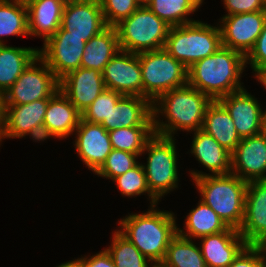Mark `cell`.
<instances>
[{
  "label": "cell",
  "instance_id": "32",
  "mask_svg": "<svg viewBox=\"0 0 266 267\" xmlns=\"http://www.w3.org/2000/svg\"><path fill=\"white\" fill-rule=\"evenodd\" d=\"M112 149L142 155L146 143L154 136V126L117 128L108 132Z\"/></svg>",
  "mask_w": 266,
  "mask_h": 267
},
{
  "label": "cell",
  "instance_id": "3",
  "mask_svg": "<svg viewBox=\"0 0 266 267\" xmlns=\"http://www.w3.org/2000/svg\"><path fill=\"white\" fill-rule=\"evenodd\" d=\"M245 67L243 54L222 46L188 68V84L217 101L244 89L240 80Z\"/></svg>",
  "mask_w": 266,
  "mask_h": 267
},
{
  "label": "cell",
  "instance_id": "41",
  "mask_svg": "<svg viewBox=\"0 0 266 267\" xmlns=\"http://www.w3.org/2000/svg\"><path fill=\"white\" fill-rule=\"evenodd\" d=\"M82 267H115L111 255L106 249L92 255L82 257Z\"/></svg>",
  "mask_w": 266,
  "mask_h": 267
},
{
  "label": "cell",
  "instance_id": "40",
  "mask_svg": "<svg viewBox=\"0 0 266 267\" xmlns=\"http://www.w3.org/2000/svg\"><path fill=\"white\" fill-rule=\"evenodd\" d=\"M227 14L224 16L266 11V6L262 0H223Z\"/></svg>",
  "mask_w": 266,
  "mask_h": 267
},
{
  "label": "cell",
  "instance_id": "27",
  "mask_svg": "<svg viewBox=\"0 0 266 267\" xmlns=\"http://www.w3.org/2000/svg\"><path fill=\"white\" fill-rule=\"evenodd\" d=\"M36 56L38 48L0 45V92L3 95Z\"/></svg>",
  "mask_w": 266,
  "mask_h": 267
},
{
  "label": "cell",
  "instance_id": "19",
  "mask_svg": "<svg viewBox=\"0 0 266 267\" xmlns=\"http://www.w3.org/2000/svg\"><path fill=\"white\" fill-rule=\"evenodd\" d=\"M200 249L207 267H228L248 246L237 229L227 230L199 238Z\"/></svg>",
  "mask_w": 266,
  "mask_h": 267
},
{
  "label": "cell",
  "instance_id": "24",
  "mask_svg": "<svg viewBox=\"0 0 266 267\" xmlns=\"http://www.w3.org/2000/svg\"><path fill=\"white\" fill-rule=\"evenodd\" d=\"M64 4L57 0H36L27 5L29 36H40L44 42L61 27Z\"/></svg>",
  "mask_w": 266,
  "mask_h": 267
},
{
  "label": "cell",
  "instance_id": "15",
  "mask_svg": "<svg viewBox=\"0 0 266 267\" xmlns=\"http://www.w3.org/2000/svg\"><path fill=\"white\" fill-rule=\"evenodd\" d=\"M231 173L242 180H266V137L260 133L242 138L231 153Z\"/></svg>",
  "mask_w": 266,
  "mask_h": 267
},
{
  "label": "cell",
  "instance_id": "30",
  "mask_svg": "<svg viewBox=\"0 0 266 267\" xmlns=\"http://www.w3.org/2000/svg\"><path fill=\"white\" fill-rule=\"evenodd\" d=\"M204 0H152L146 7L170 27L194 22L187 15L200 8Z\"/></svg>",
  "mask_w": 266,
  "mask_h": 267
},
{
  "label": "cell",
  "instance_id": "13",
  "mask_svg": "<svg viewBox=\"0 0 266 267\" xmlns=\"http://www.w3.org/2000/svg\"><path fill=\"white\" fill-rule=\"evenodd\" d=\"M107 27L99 0H80L65 5L61 29L66 35L83 37L88 42Z\"/></svg>",
  "mask_w": 266,
  "mask_h": 267
},
{
  "label": "cell",
  "instance_id": "26",
  "mask_svg": "<svg viewBox=\"0 0 266 267\" xmlns=\"http://www.w3.org/2000/svg\"><path fill=\"white\" fill-rule=\"evenodd\" d=\"M119 51L121 49L116 28L107 26L86 43L81 67L103 73L105 66Z\"/></svg>",
  "mask_w": 266,
  "mask_h": 267
},
{
  "label": "cell",
  "instance_id": "22",
  "mask_svg": "<svg viewBox=\"0 0 266 267\" xmlns=\"http://www.w3.org/2000/svg\"><path fill=\"white\" fill-rule=\"evenodd\" d=\"M193 133L190 153L211 172L208 175L230 174L231 153L202 129Z\"/></svg>",
  "mask_w": 266,
  "mask_h": 267
},
{
  "label": "cell",
  "instance_id": "39",
  "mask_svg": "<svg viewBox=\"0 0 266 267\" xmlns=\"http://www.w3.org/2000/svg\"><path fill=\"white\" fill-rule=\"evenodd\" d=\"M245 58L246 64H250L254 72L266 67V22L253 49Z\"/></svg>",
  "mask_w": 266,
  "mask_h": 267
},
{
  "label": "cell",
  "instance_id": "45",
  "mask_svg": "<svg viewBox=\"0 0 266 267\" xmlns=\"http://www.w3.org/2000/svg\"><path fill=\"white\" fill-rule=\"evenodd\" d=\"M4 122V95L0 92V131Z\"/></svg>",
  "mask_w": 266,
  "mask_h": 267
},
{
  "label": "cell",
  "instance_id": "38",
  "mask_svg": "<svg viewBox=\"0 0 266 267\" xmlns=\"http://www.w3.org/2000/svg\"><path fill=\"white\" fill-rule=\"evenodd\" d=\"M228 267H266L263 246L248 245Z\"/></svg>",
  "mask_w": 266,
  "mask_h": 267
},
{
  "label": "cell",
  "instance_id": "17",
  "mask_svg": "<svg viewBox=\"0 0 266 267\" xmlns=\"http://www.w3.org/2000/svg\"><path fill=\"white\" fill-rule=\"evenodd\" d=\"M218 101L229 112L241 139L262 133L264 111L259 101L245 88L230 93Z\"/></svg>",
  "mask_w": 266,
  "mask_h": 267
},
{
  "label": "cell",
  "instance_id": "35",
  "mask_svg": "<svg viewBox=\"0 0 266 267\" xmlns=\"http://www.w3.org/2000/svg\"><path fill=\"white\" fill-rule=\"evenodd\" d=\"M138 155L127 151L112 149L101 168L95 173L97 176L113 180L138 164Z\"/></svg>",
  "mask_w": 266,
  "mask_h": 267
},
{
  "label": "cell",
  "instance_id": "20",
  "mask_svg": "<svg viewBox=\"0 0 266 267\" xmlns=\"http://www.w3.org/2000/svg\"><path fill=\"white\" fill-rule=\"evenodd\" d=\"M101 125L108 131L133 126H154L153 102L145 97L122 96L112 106L108 121Z\"/></svg>",
  "mask_w": 266,
  "mask_h": 267
},
{
  "label": "cell",
  "instance_id": "50",
  "mask_svg": "<svg viewBox=\"0 0 266 267\" xmlns=\"http://www.w3.org/2000/svg\"><path fill=\"white\" fill-rule=\"evenodd\" d=\"M2 139H3V137H2V134H1V131H0V142H2Z\"/></svg>",
  "mask_w": 266,
  "mask_h": 267
},
{
  "label": "cell",
  "instance_id": "21",
  "mask_svg": "<svg viewBox=\"0 0 266 267\" xmlns=\"http://www.w3.org/2000/svg\"><path fill=\"white\" fill-rule=\"evenodd\" d=\"M48 101L41 99L22 105H4L3 139L23 138L36 125L44 123Z\"/></svg>",
  "mask_w": 266,
  "mask_h": 267
},
{
  "label": "cell",
  "instance_id": "7",
  "mask_svg": "<svg viewBox=\"0 0 266 267\" xmlns=\"http://www.w3.org/2000/svg\"><path fill=\"white\" fill-rule=\"evenodd\" d=\"M143 97L154 102L161 94L188 83V68L164 48L139 53Z\"/></svg>",
  "mask_w": 266,
  "mask_h": 267
},
{
  "label": "cell",
  "instance_id": "23",
  "mask_svg": "<svg viewBox=\"0 0 266 267\" xmlns=\"http://www.w3.org/2000/svg\"><path fill=\"white\" fill-rule=\"evenodd\" d=\"M81 119V113L58 89L48 101L44 125L56 136L63 139L74 133Z\"/></svg>",
  "mask_w": 266,
  "mask_h": 267
},
{
  "label": "cell",
  "instance_id": "42",
  "mask_svg": "<svg viewBox=\"0 0 266 267\" xmlns=\"http://www.w3.org/2000/svg\"><path fill=\"white\" fill-rule=\"evenodd\" d=\"M26 135H30L34 141L36 140L39 142H42L47 138L49 139V137H56L43 123L36 125L29 132H27Z\"/></svg>",
  "mask_w": 266,
  "mask_h": 267
},
{
  "label": "cell",
  "instance_id": "49",
  "mask_svg": "<svg viewBox=\"0 0 266 267\" xmlns=\"http://www.w3.org/2000/svg\"><path fill=\"white\" fill-rule=\"evenodd\" d=\"M25 6H27L28 4L36 1V0H20Z\"/></svg>",
  "mask_w": 266,
  "mask_h": 267
},
{
  "label": "cell",
  "instance_id": "18",
  "mask_svg": "<svg viewBox=\"0 0 266 267\" xmlns=\"http://www.w3.org/2000/svg\"><path fill=\"white\" fill-rule=\"evenodd\" d=\"M59 89L82 113L102 93L105 85L101 72L80 67L59 80Z\"/></svg>",
  "mask_w": 266,
  "mask_h": 267
},
{
  "label": "cell",
  "instance_id": "14",
  "mask_svg": "<svg viewBox=\"0 0 266 267\" xmlns=\"http://www.w3.org/2000/svg\"><path fill=\"white\" fill-rule=\"evenodd\" d=\"M238 231L248 245L263 246L266 243V180L248 182L244 220Z\"/></svg>",
  "mask_w": 266,
  "mask_h": 267
},
{
  "label": "cell",
  "instance_id": "47",
  "mask_svg": "<svg viewBox=\"0 0 266 267\" xmlns=\"http://www.w3.org/2000/svg\"><path fill=\"white\" fill-rule=\"evenodd\" d=\"M57 1L61 2L64 5H68V4H71L73 2H77V1H80V0H57Z\"/></svg>",
  "mask_w": 266,
  "mask_h": 267
},
{
  "label": "cell",
  "instance_id": "36",
  "mask_svg": "<svg viewBox=\"0 0 266 267\" xmlns=\"http://www.w3.org/2000/svg\"><path fill=\"white\" fill-rule=\"evenodd\" d=\"M122 96L123 95L117 91L105 88L93 103L81 113V119L97 124L108 121L112 106H114Z\"/></svg>",
  "mask_w": 266,
  "mask_h": 267
},
{
  "label": "cell",
  "instance_id": "9",
  "mask_svg": "<svg viewBox=\"0 0 266 267\" xmlns=\"http://www.w3.org/2000/svg\"><path fill=\"white\" fill-rule=\"evenodd\" d=\"M58 89L59 80L38 55L6 91L4 105H22L41 99H49Z\"/></svg>",
  "mask_w": 266,
  "mask_h": 267
},
{
  "label": "cell",
  "instance_id": "8",
  "mask_svg": "<svg viewBox=\"0 0 266 267\" xmlns=\"http://www.w3.org/2000/svg\"><path fill=\"white\" fill-rule=\"evenodd\" d=\"M175 138L154 134L146 143L143 153H148L146 165L142 164L146 174L150 193L159 199L178 187V162Z\"/></svg>",
  "mask_w": 266,
  "mask_h": 267
},
{
  "label": "cell",
  "instance_id": "34",
  "mask_svg": "<svg viewBox=\"0 0 266 267\" xmlns=\"http://www.w3.org/2000/svg\"><path fill=\"white\" fill-rule=\"evenodd\" d=\"M117 184L118 190L121 191L123 196L132 197L142 194L149 196L150 206L157 205L159 202L151 193L147 185L146 174L144 172L142 163H138L131 170H128L124 174L115 177L112 180Z\"/></svg>",
  "mask_w": 266,
  "mask_h": 267
},
{
  "label": "cell",
  "instance_id": "5",
  "mask_svg": "<svg viewBox=\"0 0 266 267\" xmlns=\"http://www.w3.org/2000/svg\"><path fill=\"white\" fill-rule=\"evenodd\" d=\"M222 47L219 26L196 20L170 27L164 49L187 68Z\"/></svg>",
  "mask_w": 266,
  "mask_h": 267
},
{
  "label": "cell",
  "instance_id": "37",
  "mask_svg": "<svg viewBox=\"0 0 266 267\" xmlns=\"http://www.w3.org/2000/svg\"><path fill=\"white\" fill-rule=\"evenodd\" d=\"M107 26H115L128 18L140 5L137 0H99Z\"/></svg>",
  "mask_w": 266,
  "mask_h": 267
},
{
  "label": "cell",
  "instance_id": "1",
  "mask_svg": "<svg viewBox=\"0 0 266 267\" xmlns=\"http://www.w3.org/2000/svg\"><path fill=\"white\" fill-rule=\"evenodd\" d=\"M211 102L207 95L188 83L161 94L153 102L155 134L174 138L178 130L192 132L202 129L205 112ZM159 114L167 121H161Z\"/></svg>",
  "mask_w": 266,
  "mask_h": 267
},
{
  "label": "cell",
  "instance_id": "11",
  "mask_svg": "<svg viewBox=\"0 0 266 267\" xmlns=\"http://www.w3.org/2000/svg\"><path fill=\"white\" fill-rule=\"evenodd\" d=\"M219 21L222 46L245 57L253 49L266 22V11L223 16Z\"/></svg>",
  "mask_w": 266,
  "mask_h": 267
},
{
  "label": "cell",
  "instance_id": "31",
  "mask_svg": "<svg viewBox=\"0 0 266 267\" xmlns=\"http://www.w3.org/2000/svg\"><path fill=\"white\" fill-rule=\"evenodd\" d=\"M10 35H29L28 9L20 0H0V45L5 44L1 37Z\"/></svg>",
  "mask_w": 266,
  "mask_h": 267
},
{
  "label": "cell",
  "instance_id": "29",
  "mask_svg": "<svg viewBox=\"0 0 266 267\" xmlns=\"http://www.w3.org/2000/svg\"><path fill=\"white\" fill-rule=\"evenodd\" d=\"M159 267H207L200 247L191 240L177 235L170 241L164 260Z\"/></svg>",
  "mask_w": 266,
  "mask_h": 267
},
{
  "label": "cell",
  "instance_id": "6",
  "mask_svg": "<svg viewBox=\"0 0 266 267\" xmlns=\"http://www.w3.org/2000/svg\"><path fill=\"white\" fill-rule=\"evenodd\" d=\"M114 27L120 49L136 54L164 48L170 29L165 21L146 6H140Z\"/></svg>",
  "mask_w": 266,
  "mask_h": 267
},
{
  "label": "cell",
  "instance_id": "2",
  "mask_svg": "<svg viewBox=\"0 0 266 267\" xmlns=\"http://www.w3.org/2000/svg\"><path fill=\"white\" fill-rule=\"evenodd\" d=\"M156 206H150L144 213L129 214L118 222L121 227L118 231L155 267L162 263L170 241L178 233L174 213L157 210Z\"/></svg>",
  "mask_w": 266,
  "mask_h": 267
},
{
  "label": "cell",
  "instance_id": "28",
  "mask_svg": "<svg viewBox=\"0 0 266 267\" xmlns=\"http://www.w3.org/2000/svg\"><path fill=\"white\" fill-rule=\"evenodd\" d=\"M184 226L186 231L178 228V234L191 240L216 234L229 228L217 213L202 200L198 202L196 208L190 210Z\"/></svg>",
  "mask_w": 266,
  "mask_h": 267
},
{
  "label": "cell",
  "instance_id": "44",
  "mask_svg": "<svg viewBox=\"0 0 266 267\" xmlns=\"http://www.w3.org/2000/svg\"><path fill=\"white\" fill-rule=\"evenodd\" d=\"M56 267H82V257L75 260L73 259L71 261H67Z\"/></svg>",
  "mask_w": 266,
  "mask_h": 267
},
{
  "label": "cell",
  "instance_id": "48",
  "mask_svg": "<svg viewBox=\"0 0 266 267\" xmlns=\"http://www.w3.org/2000/svg\"><path fill=\"white\" fill-rule=\"evenodd\" d=\"M140 6H147L152 0H137Z\"/></svg>",
  "mask_w": 266,
  "mask_h": 267
},
{
  "label": "cell",
  "instance_id": "25",
  "mask_svg": "<svg viewBox=\"0 0 266 267\" xmlns=\"http://www.w3.org/2000/svg\"><path fill=\"white\" fill-rule=\"evenodd\" d=\"M202 130L211 135L230 153L241 141L229 112L218 100L208 105Z\"/></svg>",
  "mask_w": 266,
  "mask_h": 267
},
{
  "label": "cell",
  "instance_id": "46",
  "mask_svg": "<svg viewBox=\"0 0 266 267\" xmlns=\"http://www.w3.org/2000/svg\"><path fill=\"white\" fill-rule=\"evenodd\" d=\"M262 134L266 137V111L263 115Z\"/></svg>",
  "mask_w": 266,
  "mask_h": 267
},
{
  "label": "cell",
  "instance_id": "16",
  "mask_svg": "<svg viewBox=\"0 0 266 267\" xmlns=\"http://www.w3.org/2000/svg\"><path fill=\"white\" fill-rule=\"evenodd\" d=\"M74 133L77 135L74 145L78 156L88 169L96 173L112 151L108 131L101 124L80 119Z\"/></svg>",
  "mask_w": 266,
  "mask_h": 267
},
{
  "label": "cell",
  "instance_id": "43",
  "mask_svg": "<svg viewBox=\"0 0 266 267\" xmlns=\"http://www.w3.org/2000/svg\"><path fill=\"white\" fill-rule=\"evenodd\" d=\"M255 78L266 88V67L255 72Z\"/></svg>",
  "mask_w": 266,
  "mask_h": 267
},
{
  "label": "cell",
  "instance_id": "12",
  "mask_svg": "<svg viewBox=\"0 0 266 267\" xmlns=\"http://www.w3.org/2000/svg\"><path fill=\"white\" fill-rule=\"evenodd\" d=\"M102 75L106 89L124 96L143 97L139 53L119 51L105 66Z\"/></svg>",
  "mask_w": 266,
  "mask_h": 267
},
{
  "label": "cell",
  "instance_id": "33",
  "mask_svg": "<svg viewBox=\"0 0 266 267\" xmlns=\"http://www.w3.org/2000/svg\"><path fill=\"white\" fill-rule=\"evenodd\" d=\"M107 252L111 255L115 267H155L125 236L118 230L112 235Z\"/></svg>",
  "mask_w": 266,
  "mask_h": 267
},
{
  "label": "cell",
  "instance_id": "10",
  "mask_svg": "<svg viewBox=\"0 0 266 267\" xmlns=\"http://www.w3.org/2000/svg\"><path fill=\"white\" fill-rule=\"evenodd\" d=\"M85 46L83 37L66 35V30L59 28L43 43L42 49H38V55L60 80L69 72L81 67Z\"/></svg>",
  "mask_w": 266,
  "mask_h": 267
},
{
  "label": "cell",
  "instance_id": "4",
  "mask_svg": "<svg viewBox=\"0 0 266 267\" xmlns=\"http://www.w3.org/2000/svg\"><path fill=\"white\" fill-rule=\"evenodd\" d=\"M190 173L201 194V200L212 208L228 227L239 230L244 220L248 182L232 173L208 175L195 170Z\"/></svg>",
  "mask_w": 266,
  "mask_h": 267
}]
</instances>
